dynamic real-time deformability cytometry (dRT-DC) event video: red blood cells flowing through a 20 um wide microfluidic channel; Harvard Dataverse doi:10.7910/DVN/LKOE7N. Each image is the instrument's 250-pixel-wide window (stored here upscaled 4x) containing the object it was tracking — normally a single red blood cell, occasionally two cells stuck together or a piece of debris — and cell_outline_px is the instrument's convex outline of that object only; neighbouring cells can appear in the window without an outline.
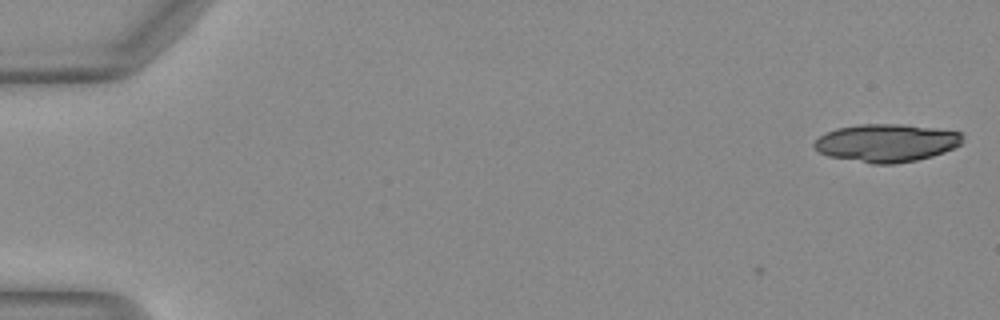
{"species": "Egyptian fruit bat (a non-hibernating species)", "species_latin": "Rousettus aegyptiacus", "temperature_condition": "warm", "stored_images_in_passage": 5, "camera_frame_rate_fps": 3000, "um_per_image_px": 0.085, "animal": {"sex": "female"}, "frame": {"image": 1, "passage_image": 5, "time_ms": 1.333, "image_size_px": [1000, 320], "cell_outline_px": [[964, 140], [960, 144], [944, 152], [932, 156], [916, 160], [896, 164], [872, 164], [828, 156], [820, 152], [812, 144], [820, 136], [836, 128], [860, 124], [900, 124], [936, 128], [960, 132]], "centroid_in_image_um": [75.35, 12.15], "position_along_channel_um": 9.6, "area_um2": 32.71}}